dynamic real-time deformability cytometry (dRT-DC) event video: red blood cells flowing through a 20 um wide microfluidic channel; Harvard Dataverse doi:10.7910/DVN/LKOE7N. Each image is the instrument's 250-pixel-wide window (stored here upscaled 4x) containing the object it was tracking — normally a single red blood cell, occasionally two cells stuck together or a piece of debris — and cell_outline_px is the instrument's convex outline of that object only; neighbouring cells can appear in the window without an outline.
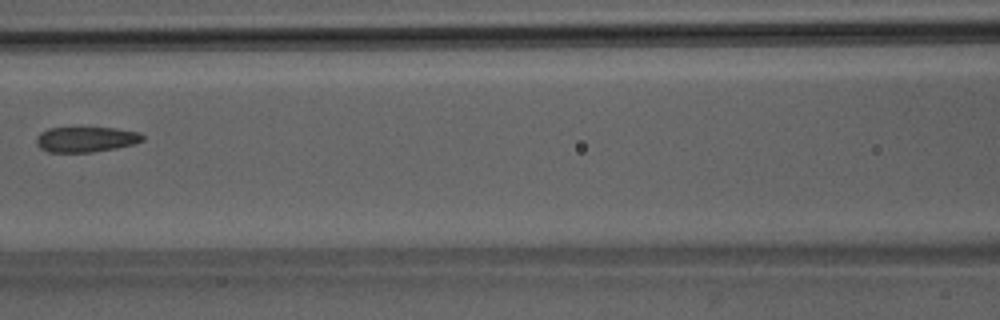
{"species": "Egyptian fruit bat (a non-hibernating species)", "species_latin": "Rousettus aegyptiacus", "temperature_condition": "room temperature", "stored_images_in_passage": 4, "camera_frame_rate_fps": 3000, "um_per_image_px": 0.085, "animal": {"sex": "male"}, "frame": {"image": 1, "passage_image": 4, "time_ms": 3.667, "image_size_px": [1000, 320], "cell_outline_px": [[144, 140], [132, 144], [116, 148], [92, 152], [48, 152], [40, 148], [36, 144], [36, 136], [40, 132], [48, 128], [116, 128], [140, 132], [144, 136]], "centroid_in_image_um": [7.29, 11.84], "position_along_channel_um": 159.3, "area_um2": 15.72}}